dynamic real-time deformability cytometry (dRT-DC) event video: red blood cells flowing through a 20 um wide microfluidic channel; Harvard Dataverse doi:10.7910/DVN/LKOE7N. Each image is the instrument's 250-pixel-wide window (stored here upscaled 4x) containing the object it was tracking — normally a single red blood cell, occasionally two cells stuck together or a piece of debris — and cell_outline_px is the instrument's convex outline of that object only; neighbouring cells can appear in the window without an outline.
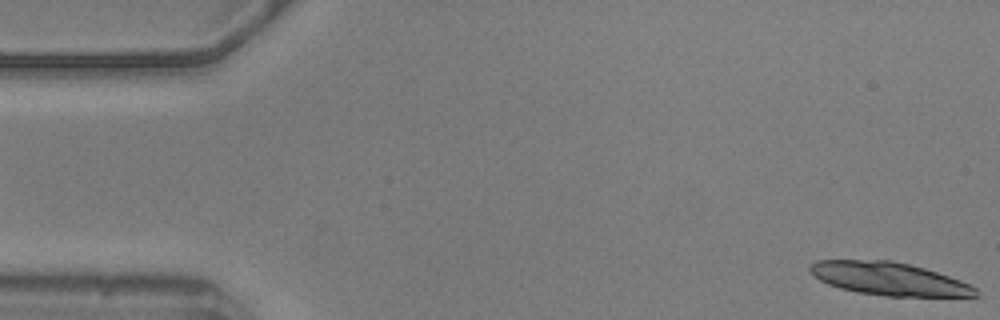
{"species": "common noctule bat (a hibernating species)", "species_latin": "Nyctalus noctula", "temperature_condition": "warm", "stored_images_in_passage": 32, "camera_frame_rate_fps": 3000, "um_per_image_px": 0.085, "animal": {"sex": "male", "body_mass_g": 20.5, "forearm_length_mm": 52.5}, "frame": {"image": 1, "passage_image": 1, "time_ms": 0.0, "image_size_px": [1000, 320], "cell_outline_px": [[980, 296], [884, 296], [856, 292], [840, 288], [828, 284], [820, 280], [808, 268], [816, 260], [892, 260], [924, 268], [960, 280], [976, 288], [980, 292]], "centroid_in_image_um": [75.57, 23.7], "position_along_channel_um": 9.4, "area_um2": 31.62}}
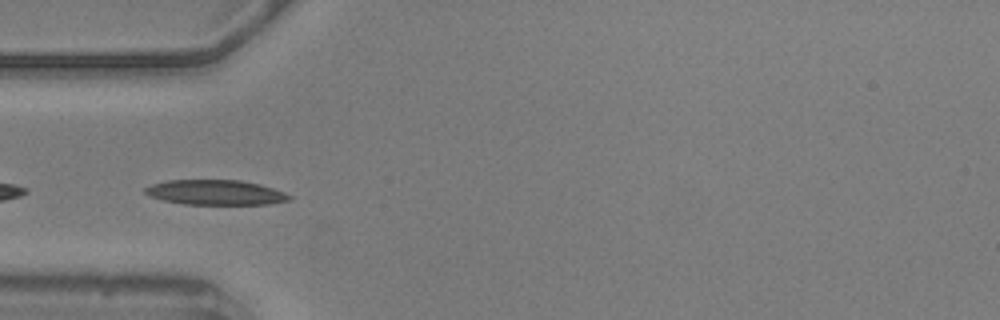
{"frame": {"image": 2, "passage_image": 17, "time_ms": 5.333, "image_size_px": [1000, 320], "cell_outline_px": [[292, 200], [268, 204], [184, 204], [164, 200], [148, 196], [144, 192], [144, 188], [152, 184], [168, 180], [240, 180], [260, 184], [284, 192], [292, 196]], "centroid_in_image_um": [18.32, 16.35], "position_along_channel_um": 66.7, "area_um2": 20.98}}
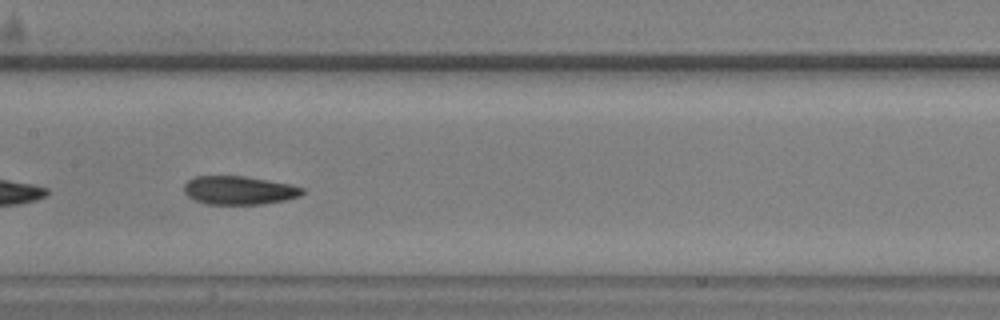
{"frame": {"image": 3, "passage_image": 27, "time_ms": 8.667, "image_size_px": [1000, 320], "cell_outline_px": [[304, 192], [300, 196], [288, 200], [264, 204], [208, 204], [196, 200], [188, 196], [184, 192], [184, 184], [188, 180], [196, 176], [244, 176], [268, 180], [288, 184], [304, 188]], "centroid_in_image_um": [20.34, 16.18], "position_along_channel_um": 187.1, "area_um2": 19.65}}